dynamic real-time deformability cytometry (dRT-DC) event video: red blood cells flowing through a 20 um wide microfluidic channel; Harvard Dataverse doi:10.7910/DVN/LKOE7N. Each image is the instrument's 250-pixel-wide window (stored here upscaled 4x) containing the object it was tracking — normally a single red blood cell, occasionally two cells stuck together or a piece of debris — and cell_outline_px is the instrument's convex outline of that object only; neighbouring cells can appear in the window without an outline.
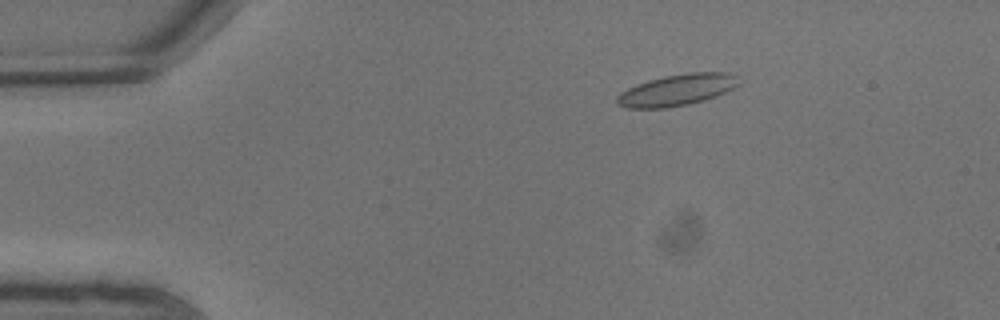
{"species": "common noctule bat (a hibernating species)", "species_latin": "Nyctalus noctula", "temperature_condition": "warm", "stored_images_in_passage": 8, "camera_frame_rate_fps": 3000, "um_per_image_px": 0.085, "animal": {"sex": "male", "body_mass_g": 13.3}, "frame": {"image": 1, "passage_image": 4, "time_ms": 1.0, "image_size_px": [1000, 320], "cell_outline_px": [[740, 84], [716, 96], [704, 100], [688, 104], [664, 108], [628, 108], [616, 104], [616, 96], [620, 92], [636, 84], [648, 80], [664, 76], [688, 72], [728, 72]], "centroid_in_image_um": [57.47, 7.65], "position_along_channel_um": 27.5, "area_um2": 22.14}}
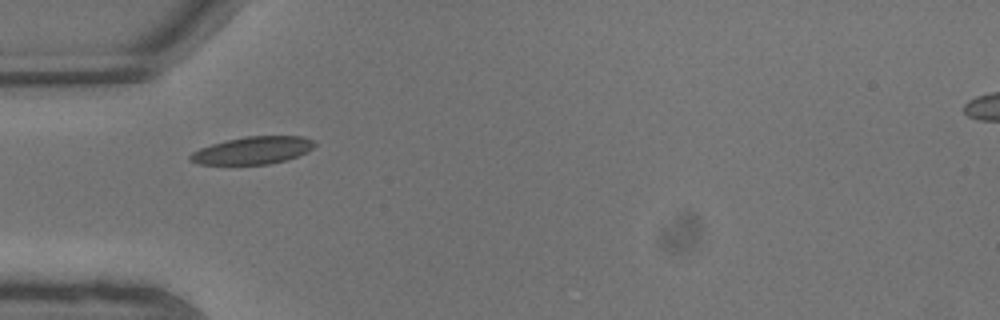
{"frame": {"image": 2, "passage_image": 7, "time_ms": 2.0, "image_size_px": [1000, 320], "cell_outline_px": [[316, 144], [308, 152], [284, 160], [268, 164], [200, 164], [188, 160], [188, 156], [192, 152], [200, 148], [212, 144], [228, 140], [248, 136], [304, 136], [312, 140]], "centroid_in_image_um": [21.48, 12.78], "position_along_channel_um": 63.5, "area_um2": 19.71}}
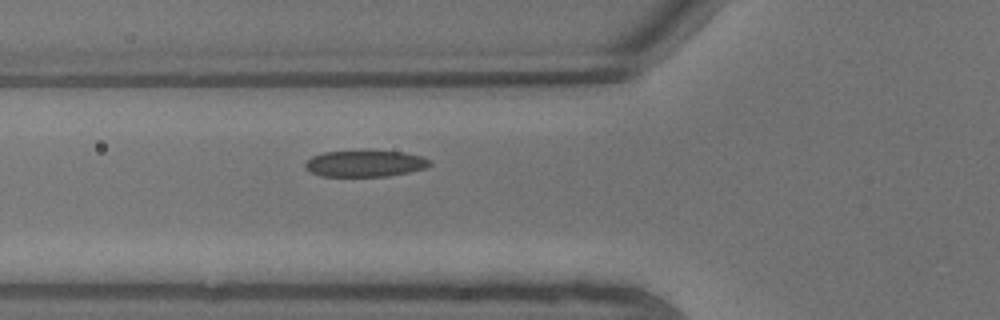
{"frame": {"image": 3, "passage_image": 8, "time_ms": 2.333, "image_size_px": [1000, 320], "cell_outline_px": [[432, 164], [424, 168], [408, 172], [388, 176], [320, 176], [308, 172], [304, 168], [304, 164], [312, 156], [324, 152], [364, 148], [404, 152], [424, 156], [432, 160]], "centroid_in_image_um": [31.02, 13.85], "position_along_channel_um": 94.8, "area_um2": 20.17}}